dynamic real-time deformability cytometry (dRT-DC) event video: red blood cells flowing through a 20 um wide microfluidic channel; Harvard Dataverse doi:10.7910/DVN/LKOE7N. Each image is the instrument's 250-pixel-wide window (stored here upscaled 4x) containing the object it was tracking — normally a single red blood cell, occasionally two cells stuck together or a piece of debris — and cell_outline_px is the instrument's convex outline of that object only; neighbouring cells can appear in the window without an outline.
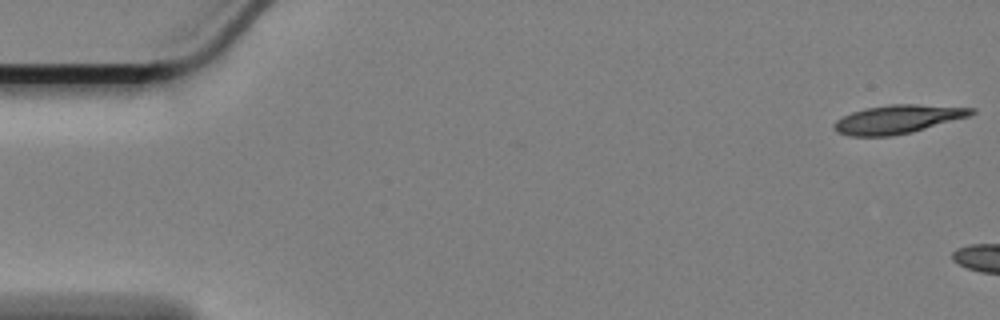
{"species": "Egyptian fruit bat (a non-hibernating species)", "species_latin": "Rousettus aegyptiacus", "temperature_condition": "cold", "stored_images_in_passage": 6, "camera_frame_rate_fps": 3000, "um_per_image_px": 0.085, "animal": {"sex": "female"}, "frame": {"image": 1, "passage_image": 1, "time_ms": 0.0, "image_size_px": [1000, 320], "cell_outline_px": [[976, 112], [968, 116], [912, 132], [892, 136], [848, 136], [836, 132], [832, 124], [836, 120], [852, 112], [868, 108], [892, 104], [916, 104], [976, 108]], "centroid_in_image_um": [76.28, 10.14], "position_along_channel_um": 8.7, "area_um2": 22.66}}